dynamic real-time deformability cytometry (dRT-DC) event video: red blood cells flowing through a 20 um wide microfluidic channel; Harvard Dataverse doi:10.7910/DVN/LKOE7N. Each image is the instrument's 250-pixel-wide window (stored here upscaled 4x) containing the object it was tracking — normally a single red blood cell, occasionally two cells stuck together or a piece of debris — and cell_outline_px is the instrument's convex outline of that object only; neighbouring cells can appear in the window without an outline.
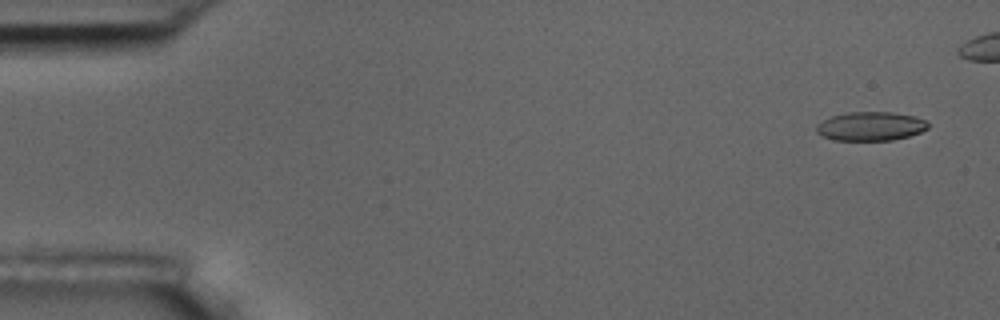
{"species": "common noctule bat (a hibernating species)", "species_latin": "Nyctalus noctula", "temperature_condition": "room temperature", "stored_images_in_passage": 7, "camera_frame_rate_fps": 3000, "um_per_image_px": 0.085, "animal": {"sex": "male", "body_mass_g": 17.5, "forearm_length_mm": 52.3}, "frame": {"image": 1, "passage_image": 1, "time_ms": 0.0, "image_size_px": [1000, 320], "cell_outline_px": [[928, 128], [920, 132], [908, 136], [892, 140], [832, 140], [820, 136], [816, 132], [816, 124], [832, 116], [848, 112], [892, 112], [916, 116], [924, 120], [928, 124]], "centroid_in_image_um": [73.97, 10.73], "position_along_channel_um": 11.0, "area_um2": 18.84}}